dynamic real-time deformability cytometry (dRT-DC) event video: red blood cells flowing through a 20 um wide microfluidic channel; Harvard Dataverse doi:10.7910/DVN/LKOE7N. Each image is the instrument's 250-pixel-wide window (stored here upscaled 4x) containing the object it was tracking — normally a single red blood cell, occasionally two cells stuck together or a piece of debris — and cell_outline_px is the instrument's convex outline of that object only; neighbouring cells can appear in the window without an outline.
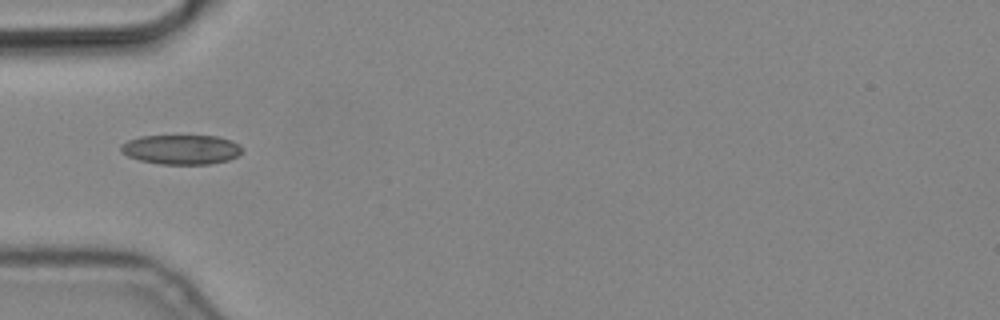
{"species": "common noctule bat (a hibernating species)", "species_latin": "Nyctalus noctula", "temperature_condition": "cold", "stored_images_in_passage": 3, "camera_frame_rate_fps": 3000, "um_per_image_px": 0.085, "animal": {"sex": "male", "body_mass_g": 19.2, "forearm_length_mm": 51.8}, "frame": {"image": 1, "passage_image": 2, "time_ms": 0.333, "image_size_px": [1000, 320], "cell_outline_px": [[240, 152], [236, 156], [228, 160], [208, 164], [160, 164], [140, 160], [128, 156], [120, 152], [120, 144], [128, 140], [140, 136], [216, 136], [232, 140], [240, 148]], "centroid_in_image_um": [15.34, 12.7], "position_along_channel_um": 69.7, "area_um2": 20.75}}
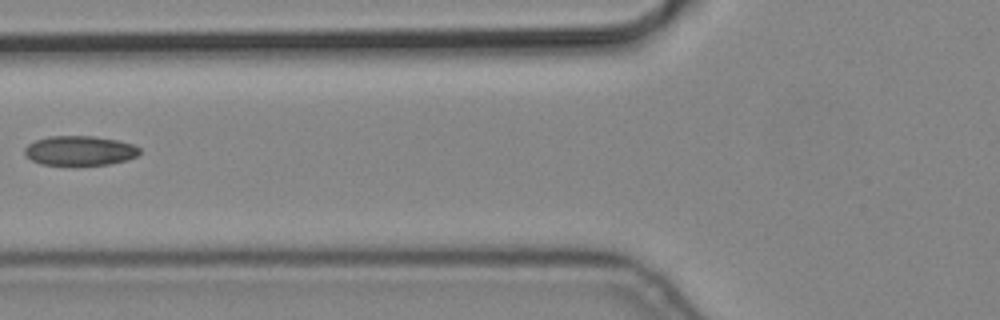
{"frame": {"image": 2, "passage_image": 3, "time_ms": 0.667, "image_size_px": [1000, 320], "cell_outline_px": [[140, 152], [136, 156], [128, 160], [108, 164], [76, 168], [40, 164], [32, 160], [24, 152], [24, 148], [28, 144], [36, 140], [48, 136], [92, 136], [116, 140], [132, 144], [140, 148]], "centroid_in_image_um": [6.76, 12.85], "position_along_channel_um": 119.0, "area_um2": 20.52}}